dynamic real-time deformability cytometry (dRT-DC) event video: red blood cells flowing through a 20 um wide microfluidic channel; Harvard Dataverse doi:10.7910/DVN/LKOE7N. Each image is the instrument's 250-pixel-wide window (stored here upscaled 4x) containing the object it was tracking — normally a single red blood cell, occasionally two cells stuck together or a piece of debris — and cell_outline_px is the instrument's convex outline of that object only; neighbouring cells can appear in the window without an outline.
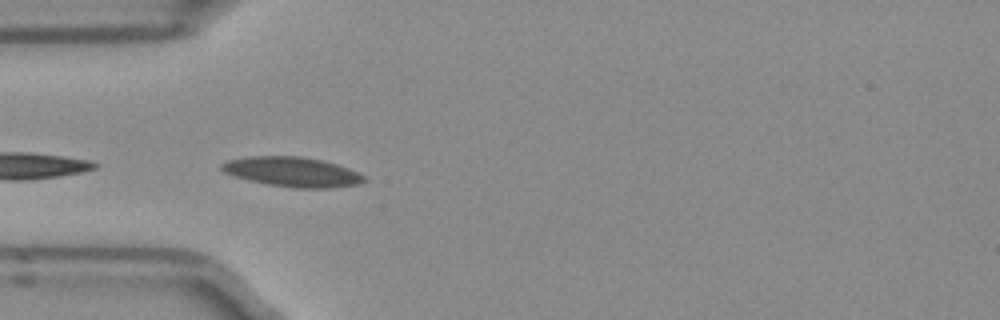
{"species": "Egyptian fruit bat (a non-hibernating species)", "species_latin": "Rousettus aegyptiacus", "temperature_condition": "room temperature", "stored_images_in_passage": 14, "camera_frame_rate_fps": 3000, "um_per_image_px": 0.085, "frame": {"image": 1, "passage_image": 1, "time_ms": 0.0, "image_size_px": [1000, 320], "cell_outline_px": [[368, 180], [360, 184], [328, 188], [292, 188], [268, 184], [248, 180], [232, 176], [224, 172], [220, 168], [220, 164], [228, 160], [248, 156], [300, 156], [320, 160], [336, 164], [348, 168], [364, 176]], "centroid_in_image_um": [24.82, 14.61], "position_along_channel_um": 60.2, "area_um2": 24.74}}
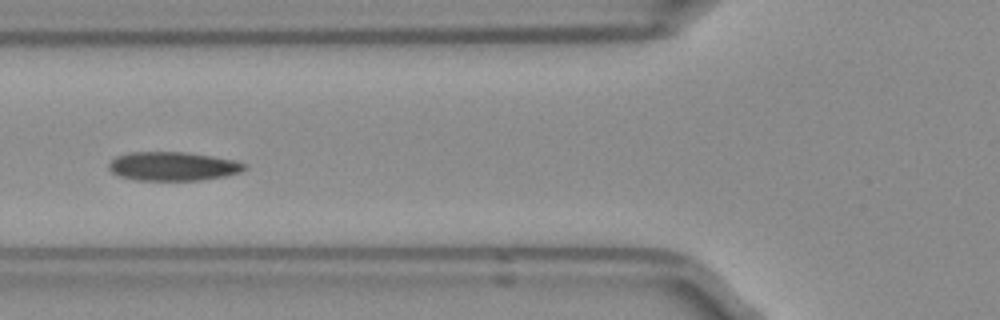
{"frame": {"image": 2, "passage_image": 5, "time_ms": 1.333, "image_size_px": [1000, 320], "cell_outline_px": [[244, 168], [240, 172], [224, 176], [200, 180], [136, 180], [120, 176], [112, 172], [108, 168], [108, 164], [116, 156], [128, 152], [184, 152], [212, 156], [232, 160], [244, 164]], "centroid_in_image_um": [14.63, 14.13], "position_along_channel_um": 111.2, "area_um2": 22.54}}
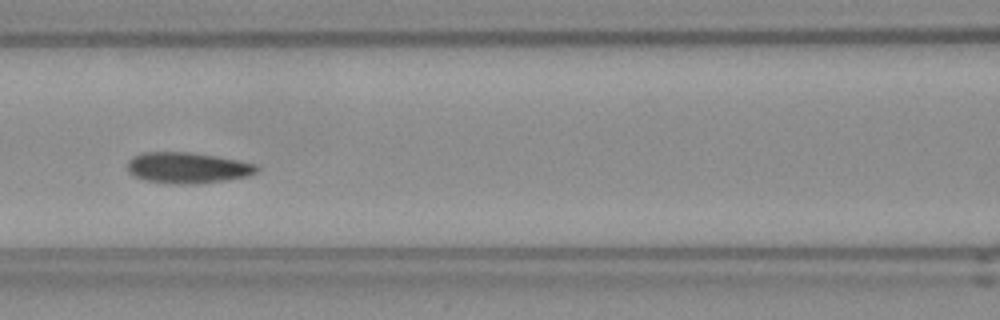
{"frame": {"image": 3, "passage_image": 8, "time_ms": 2.333, "image_size_px": [1000, 320], "cell_outline_px": [[260, 168], [256, 172], [248, 176], [228, 180], [196, 184], [176, 184], [148, 180], [132, 176], [128, 172], [128, 160], [132, 156], [144, 152], [188, 152], [216, 156], [256, 164]], "centroid_in_image_um": [15.93, 14.26], "position_along_channel_um": 150.7, "area_um2": 23.35}}